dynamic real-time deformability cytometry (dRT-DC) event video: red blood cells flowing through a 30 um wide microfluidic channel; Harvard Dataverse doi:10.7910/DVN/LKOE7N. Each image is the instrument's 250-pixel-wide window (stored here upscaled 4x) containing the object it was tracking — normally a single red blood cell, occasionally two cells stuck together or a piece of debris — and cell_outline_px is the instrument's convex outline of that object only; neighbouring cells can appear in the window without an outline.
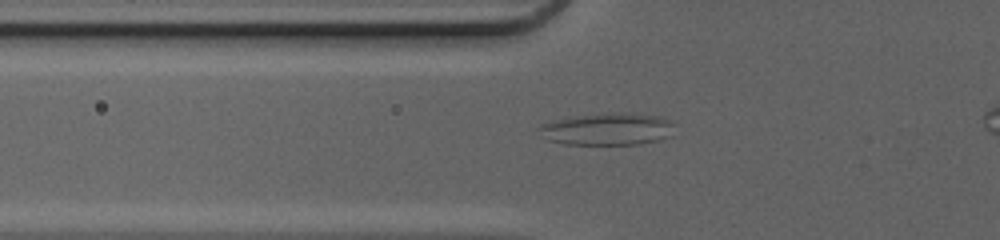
{"species": "common noctule bat (a hibernating species)", "species_latin": "Nyctalus noctula", "temperature_condition": "cold", "stored_images_in_passage": 46, "camera_frame_rate_fps": 3000, "um_per_image_px": 0.085, "animal": {"sex": "female", "body_mass_g": 20.0, "forearm_length_mm": 54.0}, "frame": {"image": 1, "passage_image": 15, "time_ms": 4.667, "image_size_px": [1000, 240], "cell_outline_px": [[668, 124], [664, 136], [656, 140], [636, 144], [564, 144], [548, 140], [540, 128], [540, 124], [552, 120], [608, 112], [628, 112], [656, 116], [668, 120]], "centroid_in_image_um": [51.5, 10.96], "position_along_channel_um": 74.3, "area_um2": 24.33}}
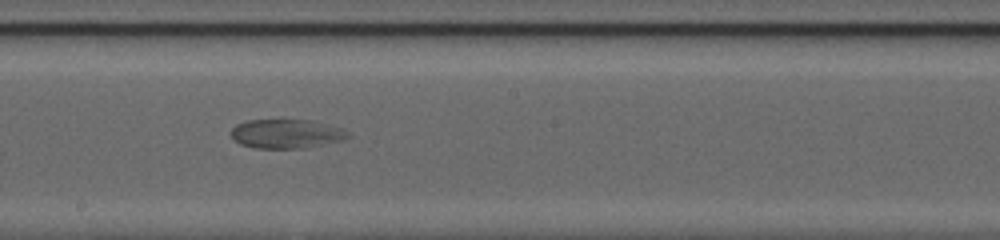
{"frame": {"image": 2, "passage_image": 26, "time_ms": 8.333, "image_size_px": [1000, 240], "cell_outline_px": [[352, 136], [340, 140], [300, 148], [256, 148], [240, 144], [232, 136], [232, 128], [236, 124], [248, 120], [284, 116], [312, 120], [344, 128]], "centroid_in_image_um": [24.33, 11.3], "position_along_channel_um": 223.9, "area_um2": 20.52}}
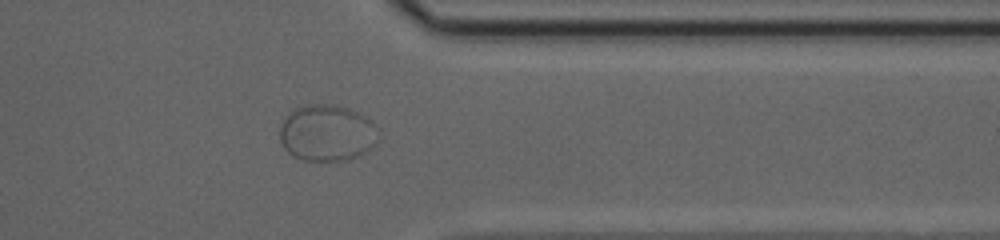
{"frame": {"image": 3, "passage_image": 38, "time_ms": 12.333, "image_size_px": [1000, 240], "cell_outline_px": [[376, 128], [372, 144], [364, 152], [348, 160], [324, 164], [300, 160], [292, 156], [284, 148], [280, 140], [280, 128], [288, 112], [292, 108], [304, 104], [336, 104], [360, 112], [372, 120]], "centroid_in_image_um": [27.72, 11.31], "position_along_channel_um": 383.7, "area_um2": 33.06}}